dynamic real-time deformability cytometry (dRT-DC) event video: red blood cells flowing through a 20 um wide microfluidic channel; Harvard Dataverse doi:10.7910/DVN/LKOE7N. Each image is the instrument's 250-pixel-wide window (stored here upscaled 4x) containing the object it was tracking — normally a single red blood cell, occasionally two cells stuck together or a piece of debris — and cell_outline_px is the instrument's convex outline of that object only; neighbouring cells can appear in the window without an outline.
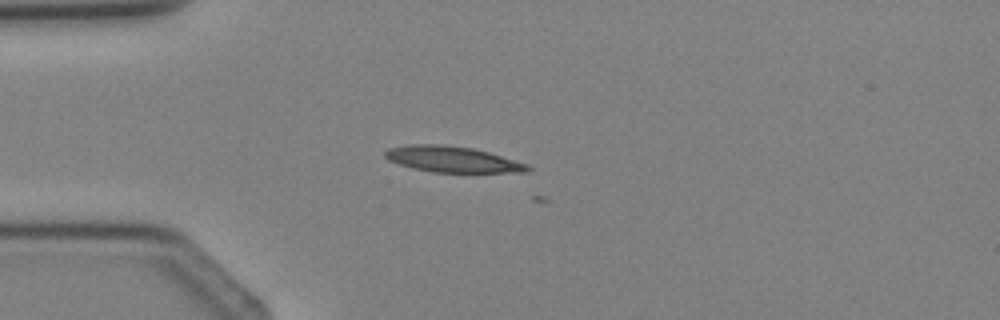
{"species": "Egyptian fruit bat (a non-hibernating species)", "species_latin": "Rousettus aegyptiacus", "temperature_condition": "cold", "stored_images_in_passage": 1, "camera_frame_rate_fps": 3000, "um_per_image_px": 0.085, "animal": {"sex": "female"}, "frame": {"image": 1, "passage_image": 1, "time_ms": 0.0, "image_size_px": [1000, 320], "cell_outline_px": [[532, 168], [524, 172], [432, 172], [412, 168], [388, 160], [384, 156], [384, 152], [388, 148], [408, 144], [440, 144], [472, 148], [488, 152], [528, 164]], "centroid_in_image_um": [38.41, 13.53], "position_along_channel_um": 46.6, "area_um2": 21.44}}